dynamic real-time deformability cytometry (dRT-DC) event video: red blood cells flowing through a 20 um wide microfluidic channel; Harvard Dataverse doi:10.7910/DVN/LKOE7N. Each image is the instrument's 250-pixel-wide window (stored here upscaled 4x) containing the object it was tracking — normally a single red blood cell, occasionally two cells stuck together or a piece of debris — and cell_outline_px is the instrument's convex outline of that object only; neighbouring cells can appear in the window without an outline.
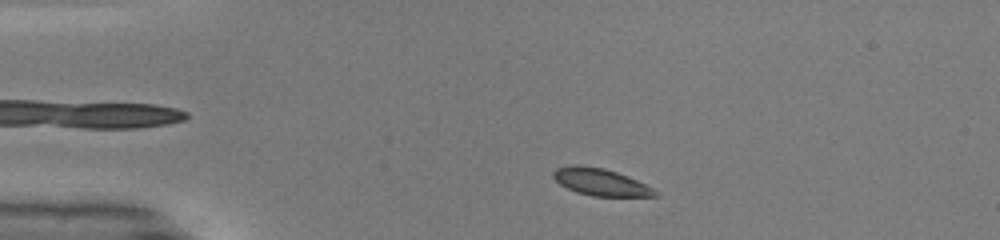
{"species": "common noctule bat (a hibernating species)", "species_latin": "Nyctalus noctula", "temperature_condition": "warm", "stored_images_in_passage": 43, "camera_frame_rate_fps": 3000, "um_per_image_px": 0.085, "animal": {"sex": "male", "body_mass_g": 19.0, "forearm_length_mm": 50.8}, "frame": {"image": 1, "passage_image": 4, "time_ms": 1.0, "image_size_px": [1000, 240], "cell_outline_px": [[648, 196], [600, 196], [584, 192], [572, 188], [564, 184], [556, 176], [556, 172], [564, 168], [596, 168], [612, 172], [632, 180], [640, 184]], "centroid_in_image_um": [50.98, 15.51], "position_along_channel_um": 34.0, "area_um2": 12.77}}
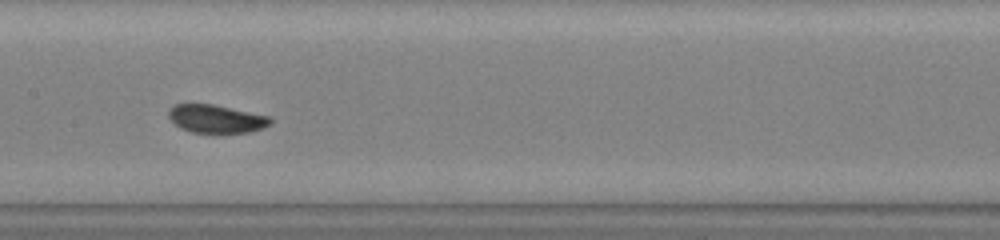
{"frame": {"image": 2, "passage_image": 19, "time_ms": 6.0, "image_size_px": [1000, 240], "cell_outline_px": [[268, 120], [264, 124], [252, 128], [232, 132], [208, 132], [188, 128], [180, 124], [172, 116], [172, 112], [176, 108], [184, 104], [200, 104], [260, 116]], "centroid_in_image_um": [18.28, 10.1], "position_along_channel_um": 189.1, "area_um2": 13.29}}
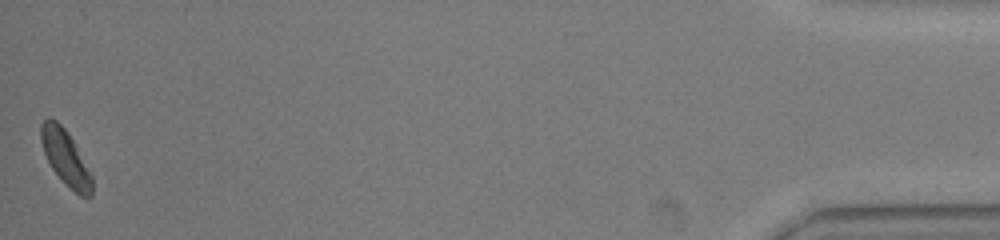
{"frame": {"image": 3, "passage_image": 43, "time_ms": 14.0, "image_size_px": [1000, 240], "cell_outline_px": [[92, 188], [80, 192], [68, 184], [56, 172], [44, 148], [44, 124], [52, 120], [68, 136], [92, 184]], "centroid_in_image_um": [5.53, 13.4], "position_along_channel_um": 429.7, "area_um2": 12.48}, "authors_computed_cell_mechanics": {"area_um2": 12.7738, "velocity_mm_per_s": 4.1144, "shape_relaxation_time_tau1_ms": 4.2995, "shape_relaxation_time_tau2_ms": 4.0456, "deformation_change_tau1": 0.1431, "deformation_change_tau2": 0.0881}}